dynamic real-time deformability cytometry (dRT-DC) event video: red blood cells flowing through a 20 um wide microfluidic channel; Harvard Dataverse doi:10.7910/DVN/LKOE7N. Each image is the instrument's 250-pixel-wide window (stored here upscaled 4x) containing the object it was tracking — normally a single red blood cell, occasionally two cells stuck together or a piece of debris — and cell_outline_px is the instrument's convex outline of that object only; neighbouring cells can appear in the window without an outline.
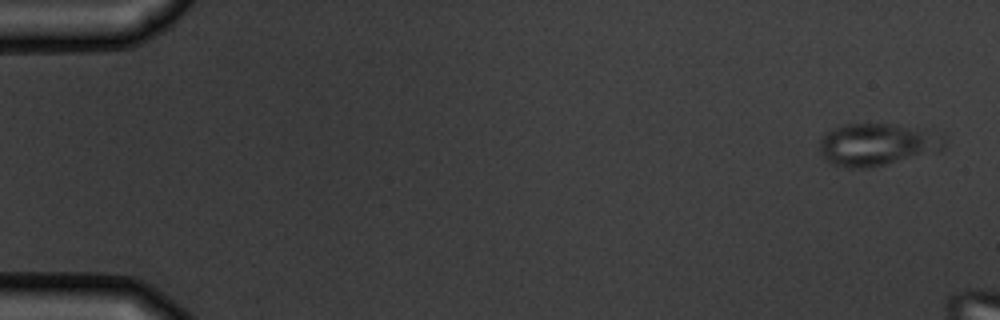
{"species": "common noctule bat (a hibernating species)", "species_latin": "Nyctalus noctula", "temperature_condition": "warm", "stored_images_in_passage": 11, "camera_frame_rate_fps": 3000, "um_per_image_px": 0.085, "animal": {"sex": "male", "body_mass_g": 19.5, "forearm_length_mm": 54.6}, "frame": {"image": 1, "passage_image": 1, "time_ms": 0.0, "image_size_px": [1000, 320], "cell_outline_px": [[948, 136], [944, 148], [940, 152], [884, 164], [864, 168], [848, 168], [832, 164], [820, 156], [820, 140], [824, 132], [832, 128], [844, 124], [896, 124], [928, 128]], "centroid_in_image_um": [74.63, 12.26], "position_along_channel_um": 10.4, "area_um2": 31.67}}
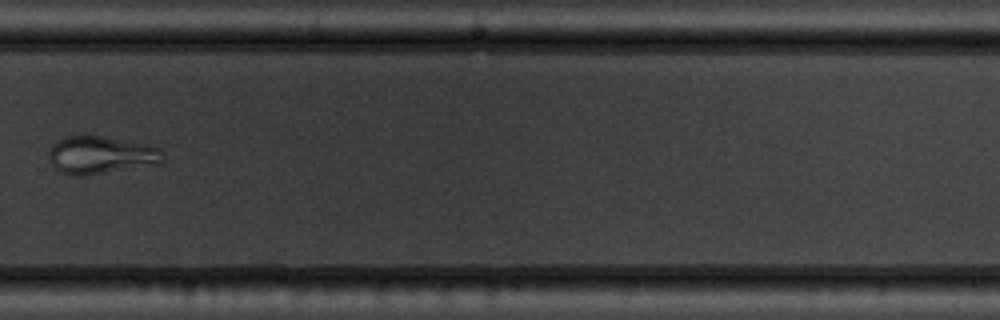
{"frame": {"image": 2, "passage_image": 11, "time_ms": 12.0, "image_size_px": [1000, 320], "cell_outline_px": [[160, 164], [88, 176], [68, 176], [52, 168], [48, 156], [48, 152], [52, 144], [56, 140], [64, 136], [104, 136], [148, 144], [160, 148]], "centroid_in_image_um": [8.49, 13.2], "position_along_channel_um": 321.3, "area_um2": 25.61}}